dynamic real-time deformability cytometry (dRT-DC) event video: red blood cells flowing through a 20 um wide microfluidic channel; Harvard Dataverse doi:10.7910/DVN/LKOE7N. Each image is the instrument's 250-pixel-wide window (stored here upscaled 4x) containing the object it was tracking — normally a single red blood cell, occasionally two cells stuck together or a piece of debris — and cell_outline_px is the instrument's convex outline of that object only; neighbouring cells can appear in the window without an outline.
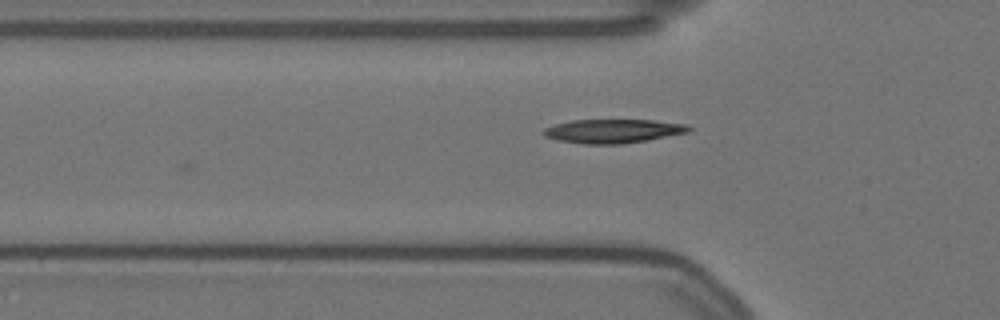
{"species": "Egyptian fruit bat (a non-hibernating species)", "species_latin": "Rousettus aegyptiacus", "temperature_condition": "warm", "stored_images_in_passage": 20, "camera_frame_rate_fps": 3000, "um_per_image_px": 0.085, "animal": {"sex": "female"}, "frame": {"image": 1, "passage_image": 20, "time_ms": 6.333, "image_size_px": [1000, 320], "cell_outline_px": [[692, 128], [688, 132], [648, 140], [620, 144], [580, 144], [556, 140], [544, 136], [540, 132], [544, 128], [556, 124], [572, 120], [652, 120], [688, 124]], "centroid_in_image_um": [52.07, 11.14], "position_along_channel_um": 73.7, "area_um2": 20.35}}